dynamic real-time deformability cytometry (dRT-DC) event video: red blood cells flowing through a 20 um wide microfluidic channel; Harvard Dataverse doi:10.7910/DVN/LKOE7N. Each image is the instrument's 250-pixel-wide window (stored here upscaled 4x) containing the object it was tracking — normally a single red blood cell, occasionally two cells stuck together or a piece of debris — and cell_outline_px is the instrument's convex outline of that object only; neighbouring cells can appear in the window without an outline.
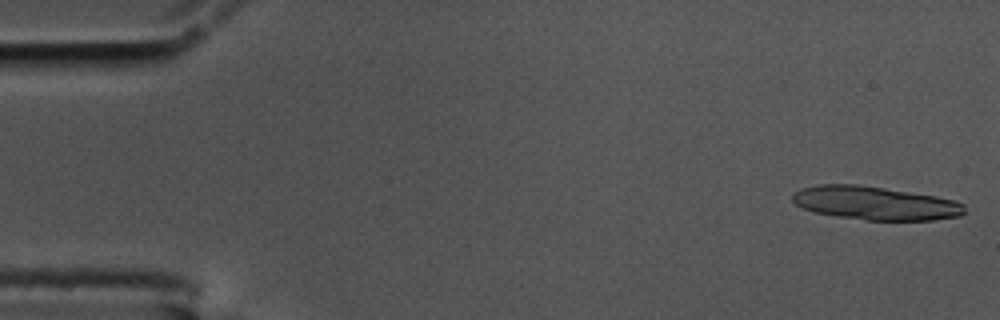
{"species": "common noctule bat (a hibernating species)", "species_latin": "Nyctalus noctula", "temperature_condition": "cold", "stored_images_in_passage": 14, "camera_frame_rate_fps": 3000, "um_per_image_px": 0.085, "animal": {"sex": "male", "body_mass_g": 17.5, "forearm_length_mm": 52.3}, "frame": {"image": 1, "passage_image": 1, "time_ms": 0.0, "image_size_px": [1000, 320], "cell_outline_px": [[964, 212], [960, 216], [932, 220], [868, 220], [836, 216], [812, 212], [796, 204], [792, 200], [792, 196], [800, 188], [820, 184], [856, 184], [884, 188], [936, 196], [952, 200], [964, 204]], "centroid_in_image_um": [74.36, 17.26], "position_along_channel_um": 10.6, "area_um2": 33.41}}